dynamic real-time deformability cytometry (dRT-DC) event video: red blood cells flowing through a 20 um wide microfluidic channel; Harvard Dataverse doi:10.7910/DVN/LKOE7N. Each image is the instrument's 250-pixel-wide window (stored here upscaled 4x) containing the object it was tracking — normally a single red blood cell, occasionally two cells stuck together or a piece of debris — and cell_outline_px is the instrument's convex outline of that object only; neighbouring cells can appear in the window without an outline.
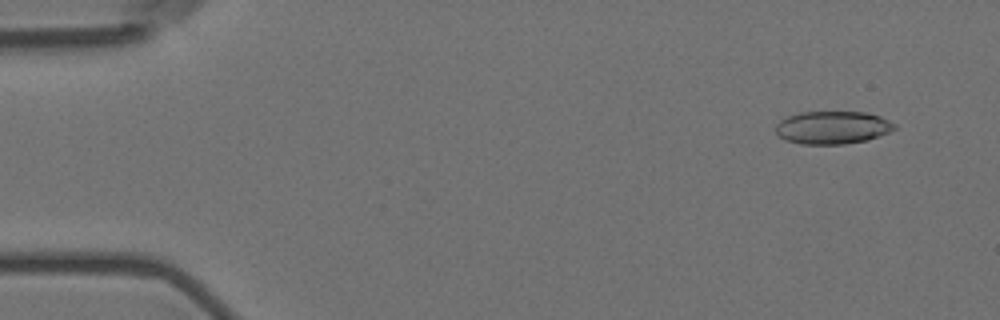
{"species": "Egyptian fruit bat (a non-hibernating species)", "species_latin": "Rousettus aegyptiacus", "temperature_condition": "room temperature", "stored_images_in_passage": 10, "camera_frame_rate_fps": 3000, "um_per_image_px": 0.085, "animal": {"sex": "female"}, "frame": {"image": 1, "passage_image": 1, "time_ms": 0.0, "image_size_px": [1000, 320], "cell_outline_px": [[896, 128], [888, 132], [868, 140], [844, 144], [800, 144], [784, 140], [776, 132], [776, 124], [780, 120], [788, 116], [800, 112], [864, 112], [880, 116], [896, 124]], "centroid_in_image_um": [70.75, 10.84], "position_along_channel_um": 14.2, "area_um2": 22.77}}
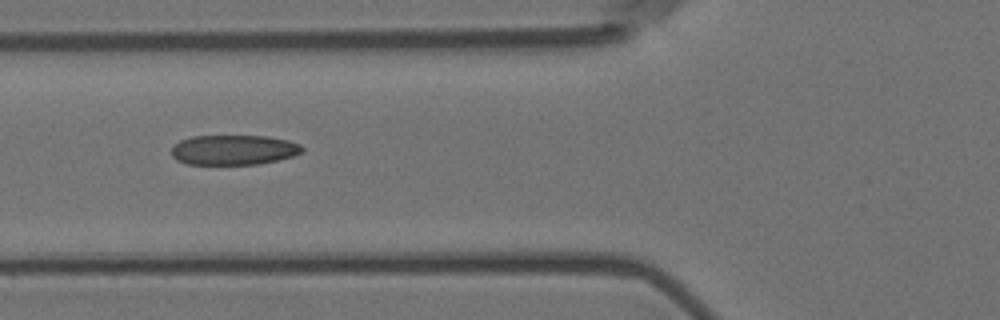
{"frame": {"image": 2, "passage_image": 6, "time_ms": 1.667, "image_size_px": [1000, 320], "cell_outline_px": [[304, 148], [300, 152], [292, 156], [260, 164], [188, 164], [176, 160], [172, 156], [172, 148], [180, 140], [192, 136], [268, 136], [288, 140], [300, 144]], "centroid_in_image_um": [19.85, 12.74], "position_along_channel_um": 105.9, "area_um2": 22.72}}
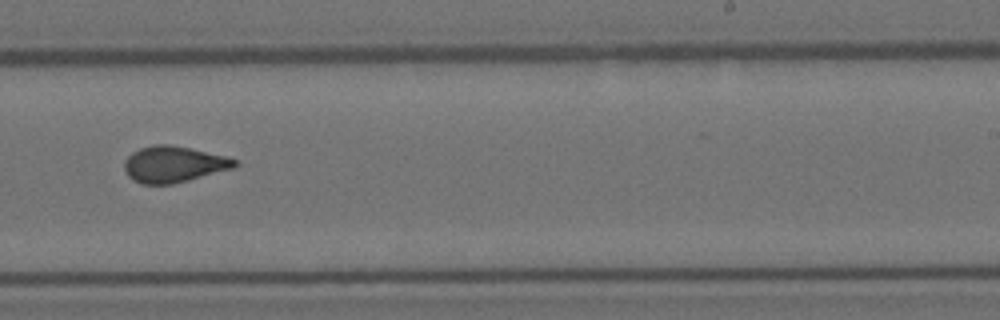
{"frame": {"image": 3, "passage_image": 10, "time_ms": 3.0, "image_size_px": [1000, 320], "cell_outline_px": [[240, 164], [236, 168], [172, 184], [140, 184], [132, 180], [128, 176], [124, 168], [124, 160], [132, 152], [140, 148], [156, 144], [168, 144], [188, 148], [224, 156], [236, 160]], "centroid_in_image_um": [14.75, 13.97], "position_along_channel_um": 274.3, "area_um2": 23.29}}